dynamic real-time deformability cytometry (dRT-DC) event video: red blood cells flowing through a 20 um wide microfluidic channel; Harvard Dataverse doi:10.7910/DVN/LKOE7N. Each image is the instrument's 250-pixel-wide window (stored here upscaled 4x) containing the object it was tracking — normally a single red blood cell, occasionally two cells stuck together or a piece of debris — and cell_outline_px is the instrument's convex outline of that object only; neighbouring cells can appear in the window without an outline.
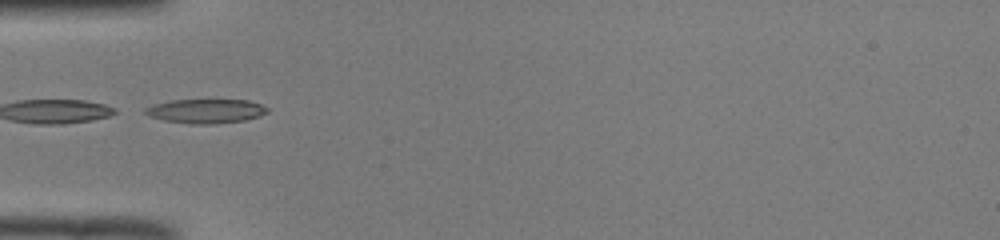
{"species": "common noctule bat (a hibernating species)", "species_latin": "Nyctalus noctula", "temperature_condition": "room temperature", "stored_images_in_passage": 33, "camera_frame_rate_fps": 3000, "um_per_image_px": 0.085, "animal": {"sex": "male", "body_mass_g": 19.0, "forearm_length_mm": 50.8}, "frame": {"image": 1, "passage_image": 1, "time_ms": 0.0, "image_size_px": [1000, 240], "cell_outline_px": [[268, 112], [260, 116], [244, 120], [216, 124], [192, 124], [164, 120], [148, 116], [144, 112], [144, 108], [152, 104], [172, 100], [248, 100], [260, 104], [268, 108]], "centroid_in_image_um": [17.48, 9.44], "position_along_channel_um": 67.5, "area_um2": 17.28}, "authors_computed_cell_mechanics": {"area_um2": 16.184, "velocity_mm_per_s": 4.017, "shape_relaxation_time_tau1_ms": null, "shape_relaxation_time_tau2_ms": 6.6387, "deformation_change_tau1": null, "deformation_change_tau2": 0.14}}